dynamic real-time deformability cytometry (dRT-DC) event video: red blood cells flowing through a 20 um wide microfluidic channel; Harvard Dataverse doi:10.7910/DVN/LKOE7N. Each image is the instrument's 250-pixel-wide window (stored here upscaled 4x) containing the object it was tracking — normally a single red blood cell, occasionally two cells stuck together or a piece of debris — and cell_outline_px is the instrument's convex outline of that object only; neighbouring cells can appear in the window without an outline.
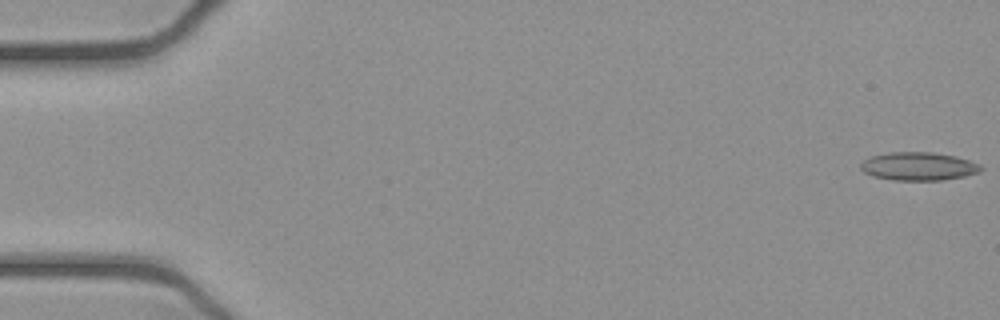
{"species": "common noctule bat (a hibernating species)", "species_latin": "Nyctalus noctula", "temperature_condition": "cold", "stored_images_in_passage": 50, "camera_frame_rate_fps": 3000, "um_per_image_px": 0.085, "animal": {"sex": "female", "body_mass_g": 21.9}, "frame": {"image": 1, "passage_image": 1, "time_ms": 0.0, "image_size_px": [1000, 320], "cell_outline_px": [[984, 168], [980, 172], [964, 176], [940, 180], [892, 180], [872, 176], [864, 172], [860, 168], [860, 164], [864, 160], [872, 156], [888, 152], [932, 152], [956, 156], [980, 164]], "centroid_in_image_um": [78.07, 14.13], "position_along_channel_um": 6.9, "area_um2": 19.83}}
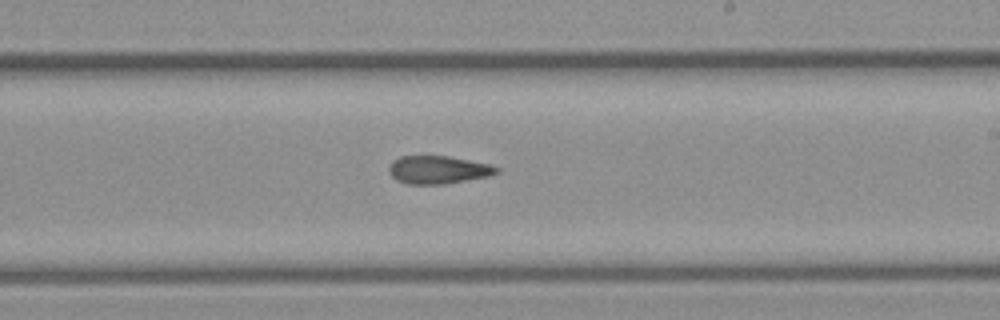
{"frame": {"image": 2, "passage_image": 31, "time_ms": 10.0, "image_size_px": [1000, 320], "cell_outline_px": [[500, 172], [488, 176], [444, 184], [408, 184], [396, 180], [388, 172], [388, 168], [392, 160], [400, 156], [448, 156], [492, 164], [500, 168]], "centroid_in_image_um": [37.24, 14.42], "position_along_channel_um": 251.8, "area_um2": 17.69}}
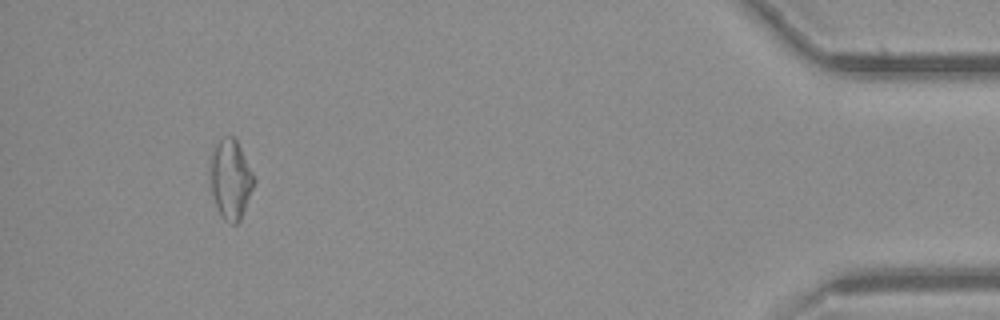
{"frame": {"image": 3, "passage_image": 49, "time_ms": 16.0, "image_size_px": [1000, 320], "cell_outline_px": [[256, 180], [240, 220], [236, 224], [228, 224], [220, 216], [216, 208], [208, 184], [208, 160], [212, 144], [228, 136], [232, 136], [236, 140]], "centroid_in_image_um": [19.51, 15.24], "position_along_channel_um": 415.7, "area_um2": 21.04}}